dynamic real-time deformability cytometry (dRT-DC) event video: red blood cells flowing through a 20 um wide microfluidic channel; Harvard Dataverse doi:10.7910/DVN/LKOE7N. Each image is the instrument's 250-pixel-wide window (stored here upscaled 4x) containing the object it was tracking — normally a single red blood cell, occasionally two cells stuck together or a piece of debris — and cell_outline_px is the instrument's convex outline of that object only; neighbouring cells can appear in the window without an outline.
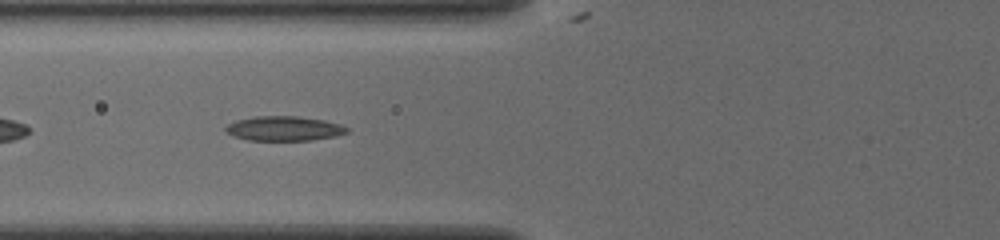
{"species": "common noctule bat (a hibernating species)", "species_latin": "Nyctalus noctula", "temperature_condition": "cold", "stored_images_in_passage": 36, "camera_frame_rate_fps": 3000, "um_per_image_px": 0.085, "animal": {"sex": "female", "body_mass_g": 19.5, "forearm_length_mm": 54.1}, "frame": {"image": 1, "passage_image": 5, "time_ms": 1.333, "image_size_px": [1000, 240], "cell_outline_px": [[348, 132], [336, 136], [312, 140], [248, 140], [232, 136], [224, 132], [224, 128], [228, 124], [236, 120], [252, 116], [296, 116], [324, 120], [340, 124], [348, 128]], "centroid_in_image_um": [24.1, 10.92], "position_along_channel_um": 101.7, "area_um2": 17.51}}
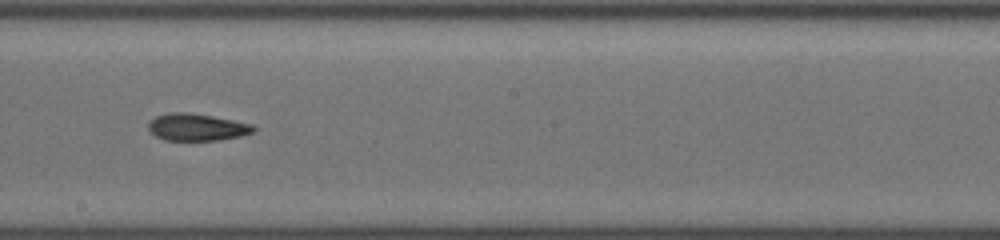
{"frame": {"image": 2, "passage_image": 15, "time_ms": 4.667, "image_size_px": [1000, 240], "cell_outline_px": [[256, 132], [240, 136], [220, 140], [164, 140], [156, 136], [148, 128], [148, 124], [156, 116], [168, 112], [188, 112], [212, 116], [252, 124], [256, 128]], "centroid_in_image_um": [16.75, 10.81], "position_along_channel_um": 231.4, "area_um2": 16.59}}
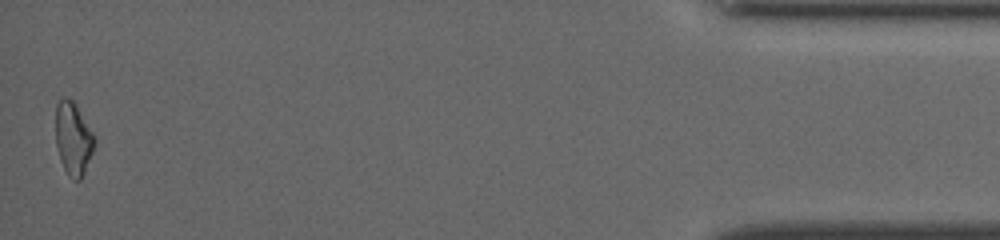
{"frame": {"image": 3, "passage_image": 36, "time_ms": 11.667, "image_size_px": [1000, 240], "cell_outline_px": [[96, 140], [92, 152], [84, 172], [80, 180], [72, 180], [68, 176], [60, 160], [56, 144], [56, 104], [64, 96], [68, 96], [72, 100], [96, 136]], "centroid_in_image_um": [6.22, 11.78], "position_along_channel_um": 429.0, "area_um2": 16.47}, "authors_computed_cell_mechanics": {"area_um2": 16.5019, "velocity_mm_per_s": 3.8867, "shape_relaxation_time_tau1_ms": null, "shape_relaxation_time_tau2_ms": 6.7817, "deformation_change_tau1": null, "deformation_change_tau2": 0.1398}}